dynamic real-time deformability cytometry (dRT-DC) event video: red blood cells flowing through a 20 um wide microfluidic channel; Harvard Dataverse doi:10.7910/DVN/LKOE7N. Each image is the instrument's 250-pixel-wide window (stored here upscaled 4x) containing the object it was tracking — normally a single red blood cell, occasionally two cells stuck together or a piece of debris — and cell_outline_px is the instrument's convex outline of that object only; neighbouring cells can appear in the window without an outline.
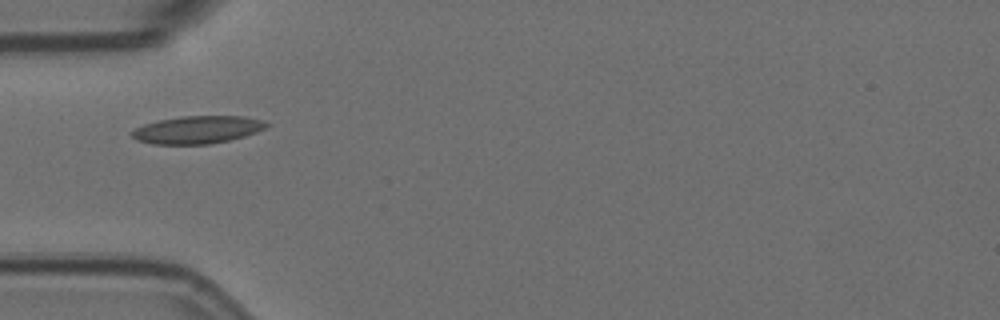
{"species": "Egyptian fruit bat (a non-hibernating species)", "species_latin": "Rousettus aegyptiacus", "temperature_condition": "room temperature", "stored_images_in_passage": 7, "camera_frame_rate_fps": 3000, "um_per_image_px": 0.085, "animal": {"sex": "female"}, "frame": {"image": 1, "passage_image": 2, "time_ms": 0.333, "image_size_px": [1000, 320], "cell_outline_px": [[272, 124], [256, 132], [244, 136], [228, 140], [208, 144], [152, 144], [136, 140], [128, 132], [144, 124], [160, 120], [180, 116], [244, 116], [264, 120]], "centroid_in_image_um": [16.78, 11.02], "position_along_channel_um": 68.2, "area_um2": 21.73}}
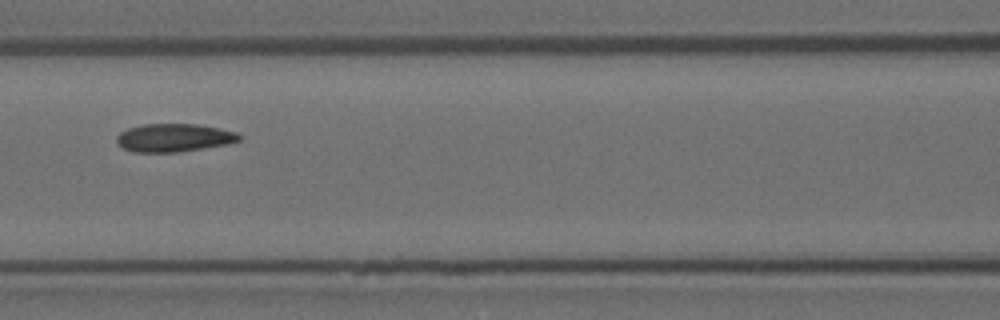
{"frame": {"image": 2, "passage_image": 4, "time_ms": 1.0, "image_size_px": [1000, 320], "cell_outline_px": [[244, 136], [240, 140], [228, 144], [176, 152], [132, 152], [124, 148], [116, 140], [116, 136], [120, 132], [128, 128], [140, 124], [200, 124], [220, 128], [236, 132]], "centroid_in_image_um": [14.81, 11.69], "position_along_channel_um": 151.8, "area_um2": 20.17}}
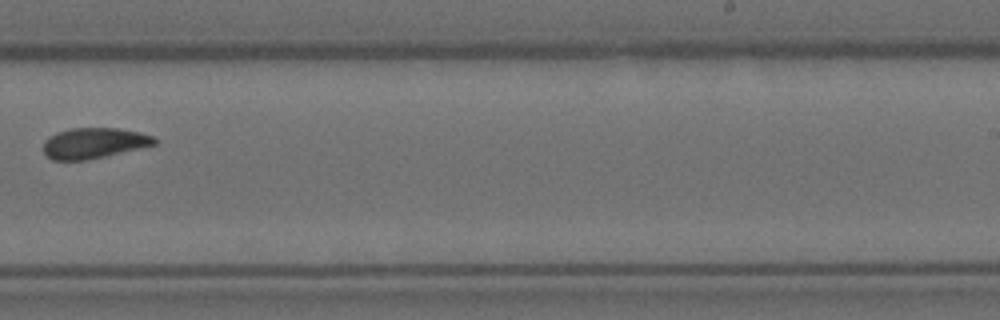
{"frame": {"image": 3, "passage_image": 7, "time_ms": 2.0, "image_size_px": [1000, 320], "cell_outline_px": [[156, 144], [104, 156], [84, 160], [52, 160], [44, 156], [44, 140], [48, 136], [56, 132], [68, 128], [116, 128], [140, 132], [152, 136], [156, 140]], "centroid_in_image_um": [7.91, 12.15], "position_along_channel_um": 281.1, "area_um2": 19.77}}